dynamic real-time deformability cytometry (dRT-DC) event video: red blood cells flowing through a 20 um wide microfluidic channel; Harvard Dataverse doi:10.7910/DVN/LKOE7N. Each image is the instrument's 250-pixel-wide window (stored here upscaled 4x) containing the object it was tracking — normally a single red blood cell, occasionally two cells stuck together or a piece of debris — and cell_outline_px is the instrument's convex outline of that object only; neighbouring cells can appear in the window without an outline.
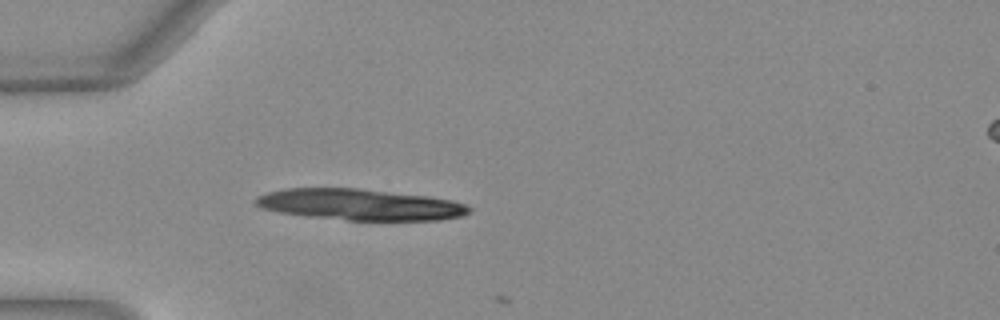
{"species": "Egyptian fruit bat (a non-hibernating species)", "species_latin": "Rousettus aegyptiacus", "temperature_condition": "warm", "stored_images_in_passage": 5, "camera_frame_rate_fps": 3000, "um_per_image_px": 0.085, "animal": {"sex": "female"}, "frame": {"image": 1, "passage_image": 2, "time_ms": 0.333, "image_size_px": [1000, 320], "cell_outline_px": [[472, 212], [460, 216], [440, 220], [348, 220], [308, 216], [280, 212], [260, 208], [256, 204], [256, 196], [268, 192], [288, 188], [356, 188], [428, 196], [448, 200], [464, 204], [472, 208]], "centroid_in_image_um": [30.59, 17.39], "position_along_channel_um": 54.4, "area_um2": 38.49}}